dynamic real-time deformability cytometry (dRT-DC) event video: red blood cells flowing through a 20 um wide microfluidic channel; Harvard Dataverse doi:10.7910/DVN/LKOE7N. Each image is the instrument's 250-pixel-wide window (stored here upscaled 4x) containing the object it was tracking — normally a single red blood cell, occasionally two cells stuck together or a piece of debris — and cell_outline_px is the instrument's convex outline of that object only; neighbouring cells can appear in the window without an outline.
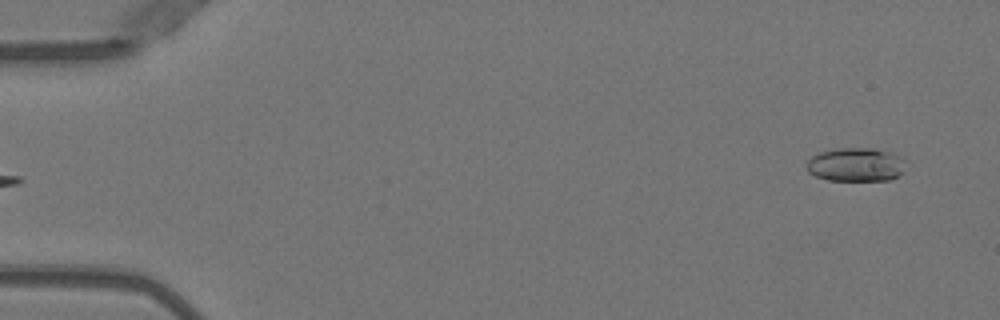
{"species": "Egyptian fruit bat (a non-hibernating species)", "species_latin": "Rousettus aegyptiacus", "temperature_condition": "warm", "stored_images_in_passage": 49, "camera_frame_rate_fps": 3000, "um_per_image_px": 0.085, "animal": {"sex": "female"}, "frame": {"image": 1, "passage_image": 2, "time_ms": 0.333, "image_size_px": [1000, 320], "cell_outline_px": [[908, 160], [904, 172], [892, 180], [828, 180], [816, 176], [808, 172], [808, 160], [812, 156], [820, 152], [836, 148], [872, 148], [892, 152], [904, 156]], "centroid_in_image_um": [72.85, 13.98], "position_along_channel_um": 12.1, "area_um2": 19.88}}
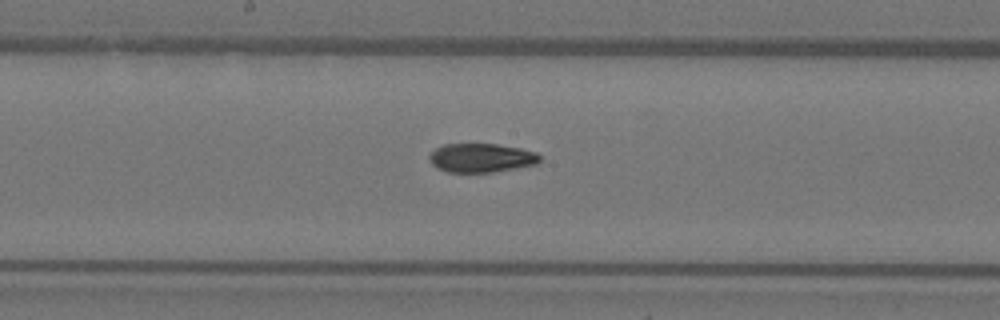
{"frame": {"image": 2, "passage_image": 26, "time_ms": 8.333, "image_size_px": [1000, 320], "cell_outline_px": [[540, 160], [536, 164], [516, 168], [492, 172], [448, 172], [436, 168], [432, 164], [428, 156], [436, 148], [444, 144], [496, 144], [520, 148], [536, 152], [540, 156]], "centroid_in_image_um": [40.9, 13.42], "position_along_channel_um": 207.3, "area_um2": 18.55}}
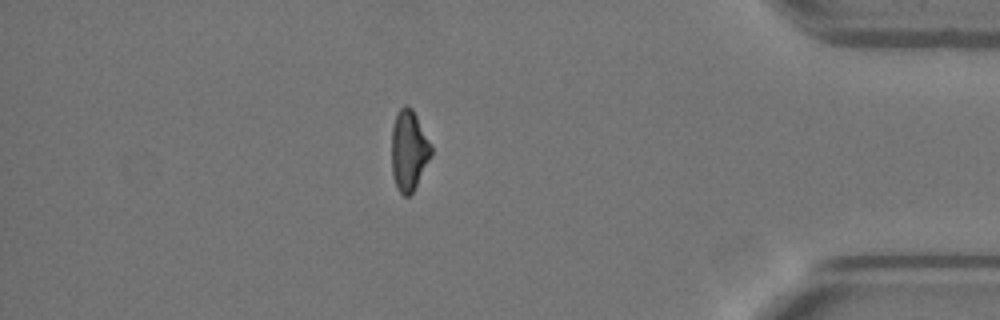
{"frame": {"image": 3, "passage_image": 43, "time_ms": 14.0, "image_size_px": [1000, 320], "cell_outline_px": [[432, 152], [412, 192], [408, 196], [404, 196], [396, 188], [392, 176], [392, 128], [396, 112], [404, 104], [408, 104], [412, 108], [432, 144]], "centroid_in_image_um": [34.73, 12.74], "position_along_channel_um": 400.5, "area_um2": 18.5}}